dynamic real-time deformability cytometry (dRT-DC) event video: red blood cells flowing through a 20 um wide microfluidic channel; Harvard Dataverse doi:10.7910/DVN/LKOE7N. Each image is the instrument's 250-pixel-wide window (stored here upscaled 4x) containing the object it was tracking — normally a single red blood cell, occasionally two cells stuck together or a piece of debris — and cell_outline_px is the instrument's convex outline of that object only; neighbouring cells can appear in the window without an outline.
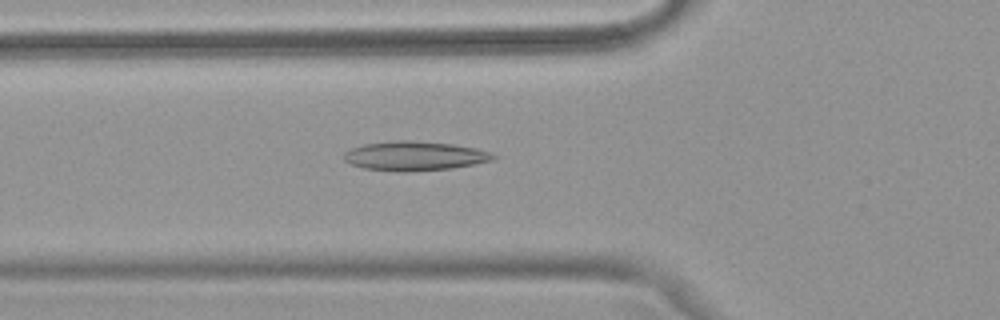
{"species": "common noctule bat (a hibernating species)", "species_latin": "Nyctalus noctula", "temperature_condition": "warm", "stored_images_in_passage": 41, "camera_frame_rate_fps": 3000, "um_per_image_px": 0.085, "animal": {"sex": "female", "body_mass_g": 18.4}, "frame": {"image": 1, "passage_image": 9, "time_ms": 2.667, "image_size_px": [1000, 320], "cell_outline_px": [[496, 160], [452, 168], [404, 172], [400, 172], [364, 168], [352, 164], [344, 160], [344, 152], [352, 148], [364, 144], [396, 140], [408, 140], [452, 144], [476, 148], [492, 152], [496, 156]], "centroid_in_image_um": [35.27, 13.25], "position_along_channel_um": 90.5, "area_um2": 25.49}}
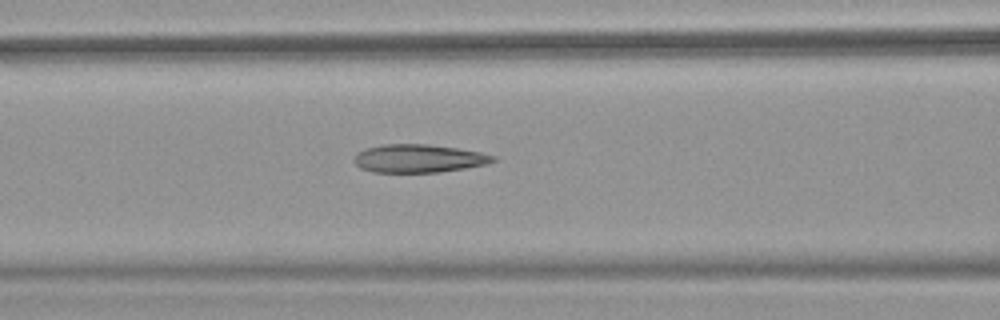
{"frame": {"image": 2, "passage_image": 12, "time_ms": 3.667, "image_size_px": [1000, 320], "cell_outline_px": [[496, 160], [484, 164], [464, 168], [440, 172], [372, 172], [360, 168], [352, 160], [364, 148], [384, 144], [428, 144], [456, 148], [480, 152], [496, 156]], "centroid_in_image_um": [35.56, 13.47], "position_along_channel_um": 131.0, "area_um2": 22.66}}
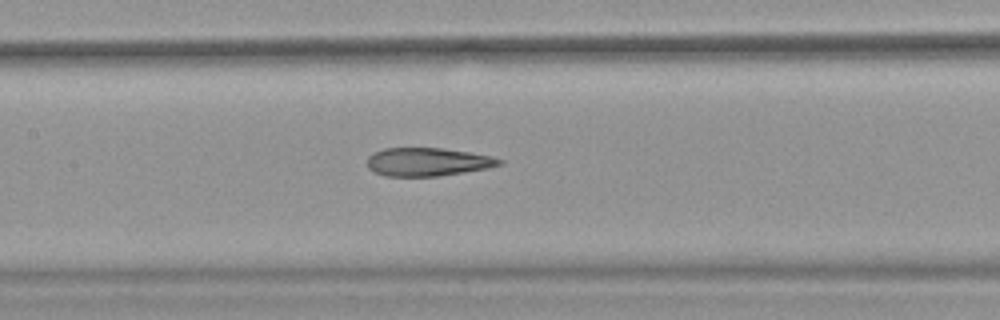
{"frame": {"image": 3, "passage_image": 15, "time_ms": 4.667, "image_size_px": [1000, 320], "cell_outline_px": [[504, 164], [488, 168], [440, 176], [384, 176], [368, 168], [368, 156], [384, 148], [444, 148], [492, 156], [504, 160]], "centroid_in_image_um": [36.39, 13.76], "position_along_channel_um": 171.0, "area_um2": 21.79}, "authors_computed_cell_mechanics": {"area_um2": 23.5246, "velocity_mm_per_s": 4.0225, "shape_relaxation_time_tau1_ms": null, "shape_relaxation_time_tau2_ms": 2.9748, "deformation_change_tau1": null, "deformation_change_tau2": 0.1423}}